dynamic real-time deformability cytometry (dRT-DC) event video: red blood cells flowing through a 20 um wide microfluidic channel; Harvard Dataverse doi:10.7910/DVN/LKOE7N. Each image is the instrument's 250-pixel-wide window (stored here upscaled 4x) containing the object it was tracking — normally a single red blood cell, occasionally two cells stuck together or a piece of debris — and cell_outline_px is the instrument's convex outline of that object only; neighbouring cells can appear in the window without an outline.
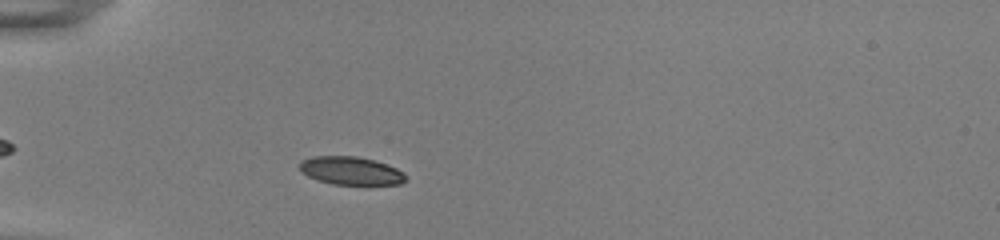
{"species": "common noctule bat (a hibernating species)", "species_latin": "Nyctalus noctula", "temperature_condition": "room temperature", "stored_images_in_passage": 44, "camera_frame_rate_fps": 3000, "um_per_image_px": 0.085, "animal": {"sex": "female", "body_mass_g": 22.0, "forearm_length_mm": 56.7}, "frame": {"image": 1, "passage_image": 8, "time_ms": 2.333, "image_size_px": [1000, 240], "cell_outline_px": [[408, 180], [400, 184], [332, 184], [308, 176], [300, 172], [300, 160], [312, 156], [356, 156], [372, 160], [396, 168], [404, 172], [408, 176]], "centroid_in_image_um": [29.83, 14.51], "position_along_channel_um": 55.2, "area_um2": 17.34}}
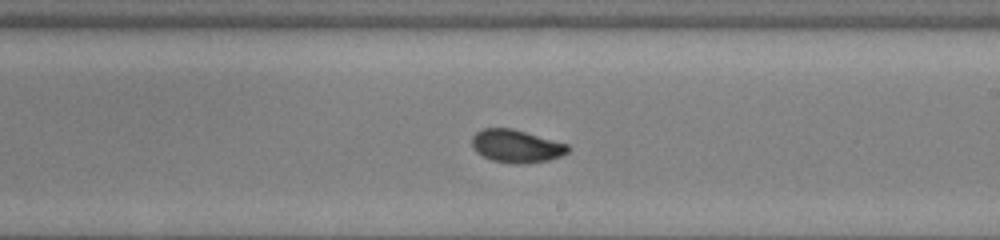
{"frame": {"image": 2, "passage_image": 24, "time_ms": 7.667, "image_size_px": [1000, 240], "cell_outline_px": [[568, 152], [560, 156], [548, 160], [520, 164], [516, 164], [492, 160], [476, 152], [472, 148], [472, 136], [476, 132], [484, 128], [512, 128], [568, 144]], "centroid_in_image_um": [43.86, 12.41], "position_along_channel_um": 245.1, "area_um2": 18.26}}
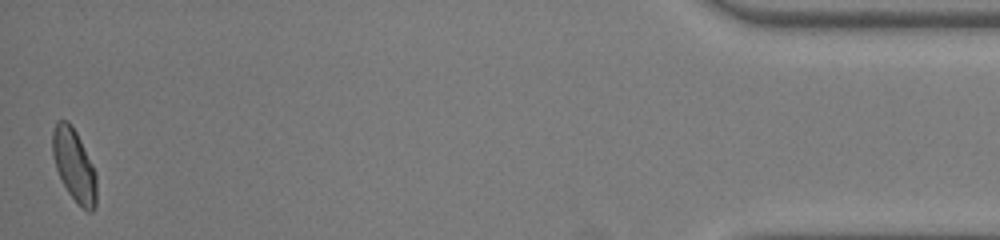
{"frame": {"image": 3, "passage_image": 44, "time_ms": 14.333, "image_size_px": [1000, 240], "cell_outline_px": [[96, 208], [92, 212], [88, 212], [68, 192], [56, 168], [52, 156], [52, 132], [56, 120], [68, 120], [72, 124], [96, 172]], "centroid_in_image_um": [6.29, 14.01], "position_along_channel_um": 428.9, "area_um2": 18.44}, "authors_computed_cell_mechanics": {"area_um2": 18.0625, "velocity_mm_per_s": 3.8598, "shape_relaxation_time_tau1_ms": 2.1465, "shape_relaxation_time_tau2_ms": 1.1829, "deformation_change_tau1": 0.104, "deformation_change_tau2": 0.0406}}